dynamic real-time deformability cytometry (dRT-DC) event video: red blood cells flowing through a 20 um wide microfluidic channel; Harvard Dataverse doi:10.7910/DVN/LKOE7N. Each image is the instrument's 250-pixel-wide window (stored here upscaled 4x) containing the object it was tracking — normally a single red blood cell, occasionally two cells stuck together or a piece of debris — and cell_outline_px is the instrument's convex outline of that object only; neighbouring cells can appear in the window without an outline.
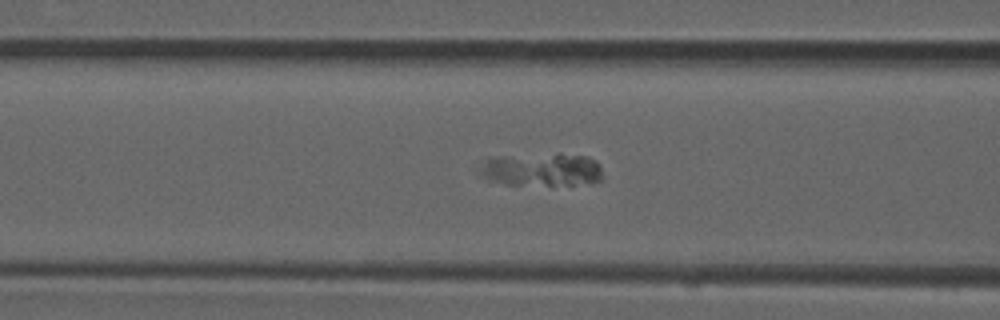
{"species": "common noctule bat (a hibernating species)", "species_latin": "Nyctalus noctula", "temperature_condition": "room temperature", "stored_images_in_passage": 54, "segment_of_instrument_passage": [2, 2], "camera_frame_rate_fps": 3000, "um_per_image_px": 0.085, "animal": {"sex": "male", "forearm_length_mm": 52.5}, "frame": {"image": 1, "passage_image": 22, "time_ms": 7.0, "image_size_px": [1000, 320], "cell_outline_px": [[600, 180], [552, 188], [508, 184], [492, 180], [484, 172], [484, 168], [488, 156], [556, 152], [560, 152], [588, 156], [596, 160], [600, 168]], "centroid_in_image_um": [46.13, 14.4], "position_along_channel_um": 120.5, "area_um2": 24.39}}
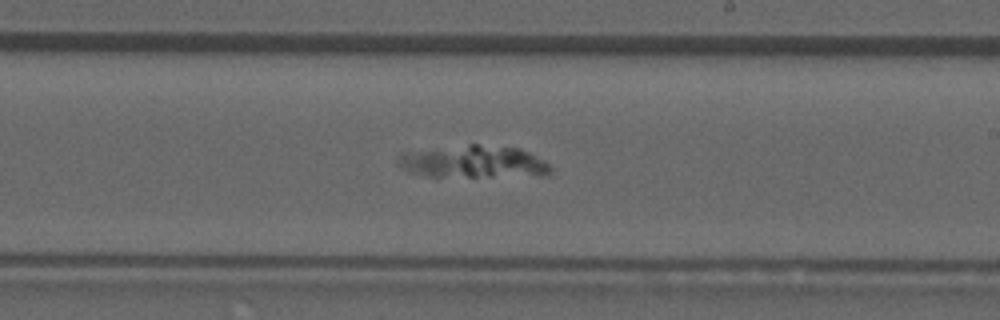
{"frame": {"image": 2, "passage_image": 32, "time_ms": 10.333, "image_size_px": [1000, 320], "cell_outline_px": [[552, 172], [544, 176], [428, 176], [412, 172], [404, 168], [400, 164], [396, 156], [404, 152], [468, 144], [476, 144], [520, 148], [544, 160], [552, 168]], "centroid_in_image_um": [40.31, 13.74], "position_along_channel_um": 248.7, "area_um2": 28.67}}
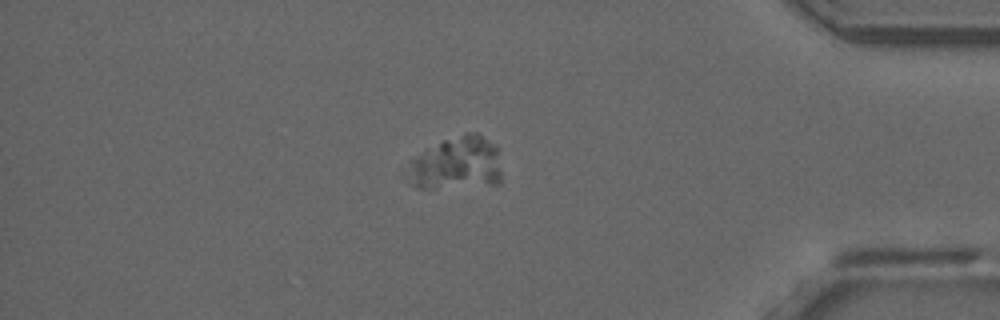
{"frame": {"image": 3, "passage_image": 46, "time_ms": 15.0, "image_size_px": [1000, 320], "cell_outline_px": [[500, 180], [496, 184], [436, 188], [416, 188], [412, 184], [412, 160], [416, 156], [428, 148], [444, 140], [468, 132], [476, 132], [496, 144], [500, 172]], "centroid_in_image_um": [38.88, 13.88], "position_along_channel_um": 396.3, "area_um2": 28.32}}